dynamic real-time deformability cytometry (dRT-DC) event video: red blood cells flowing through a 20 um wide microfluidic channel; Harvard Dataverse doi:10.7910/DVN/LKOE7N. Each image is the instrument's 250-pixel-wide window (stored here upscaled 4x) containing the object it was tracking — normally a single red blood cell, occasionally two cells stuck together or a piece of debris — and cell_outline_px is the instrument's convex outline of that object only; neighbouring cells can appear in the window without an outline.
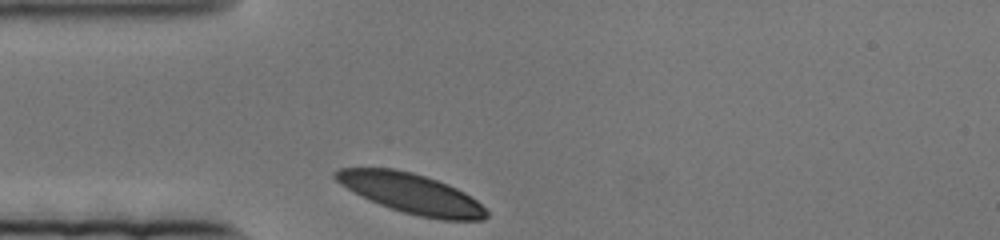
{"species": "human", "species_latin": "Homo sapiens", "temperature_condition": "cold", "stored_images_in_passage": 45, "camera_frame_rate_fps": 3000, "um_per_image_px": 0.085, "donor": {"sex": "female"}, "frame": {"image": 1, "passage_image": 1, "time_ms": 0.0, "image_size_px": [1000, 240], "cell_outline_px": [[488, 216], [484, 220], [444, 220], [420, 216], [404, 212], [380, 204], [340, 184], [332, 176], [332, 172], [340, 168], [392, 168], [412, 172], [448, 184], [464, 192], [476, 200], [488, 212]], "centroid_in_image_um": [34.98, 16.43], "position_along_channel_um": 50.0, "area_um2": 34.56}}
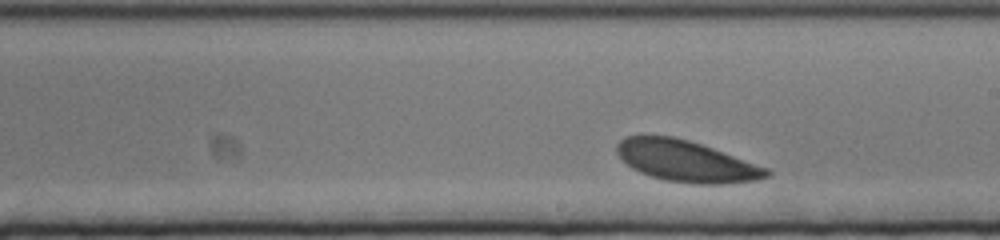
{"frame": {"image": 2, "passage_image": 26, "time_ms": 8.333, "image_size_px": [1000, 240], "cell_outline_px": [[772, 172], [768, 176], [756, 180], [728, 184], [692, 184], [664, 180], [640, 172], [632, 168], [616, 152], [616, 144], [624, 136], [672, 136], [688, 140], [712, 148], [768, 168]], "centroid_in_image_um": [58.33, 13.71], "position_along_channel_um": 230.7, "area_um2": 35.78}}
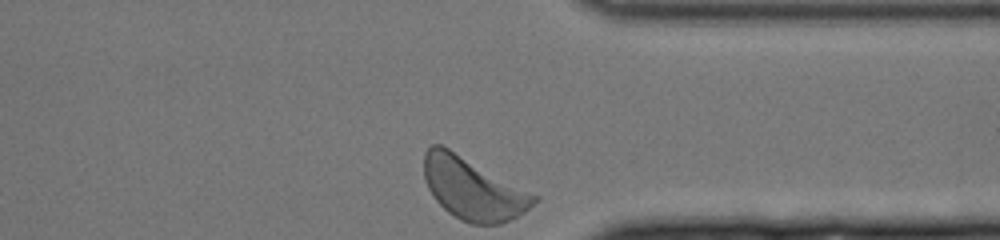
{"frame": {"image": 3, "passage_image": 45, "time_ms": 14.667, "image_size_px": [1000, 240], "cell_outline_px": [[540, 196], [524, 212], [500, 224], [472, 224], [460, 220], [448, 212], [436, 200], [428, 188], [424, 180], [424, 152], [432, 144], [440, 144], [448, 148]], "centroid_in_image_um": [40.18, 16.03], "position_along_channel_um": 371.2, "area_um2": 39.42}}